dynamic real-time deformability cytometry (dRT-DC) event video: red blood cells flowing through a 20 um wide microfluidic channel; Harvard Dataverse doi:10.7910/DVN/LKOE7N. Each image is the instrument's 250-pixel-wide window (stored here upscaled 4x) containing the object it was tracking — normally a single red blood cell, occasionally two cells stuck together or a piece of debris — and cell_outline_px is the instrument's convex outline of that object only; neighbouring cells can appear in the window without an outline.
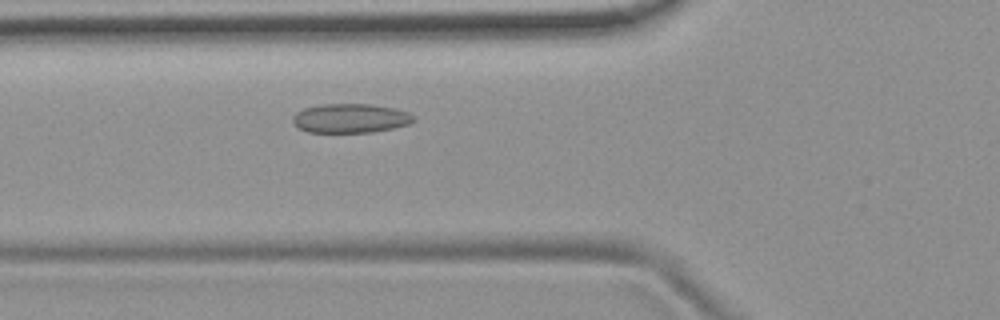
{"species": "common noctule bat (a hibernating species)", "species_latin": "Nyctalus noctula", "temperature_condition": "room temperature", "stored_images_in_passage": 46, "camera_frame_rate_fps": 3000, "um_per_image_px": 0.085, "animal": {"sex": "female", "body_mass_g": 19.9}, "frame": {"image": 1, "passage_image": 12, "time_ms": 3.667, "image_size_px": [1000, 320], "cell_outline_px": [[416, 120], [412, 124], [372, 132], [308, 132], [292, 124], [292, 116], [296, 112], [304, 108], [320, 104], [372, 104], [392, 108], [408, 112], [416, 116]], "centroid_in_image_um": [29.8, 10.05], "position_along_channel_um": 96.0, "area_um2": 20.75}}
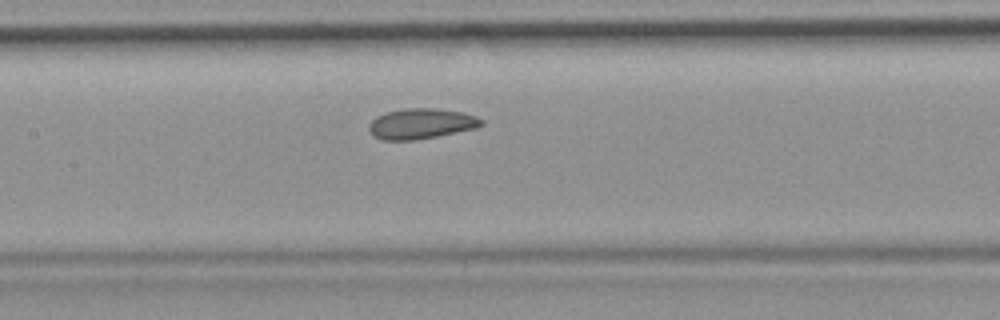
{"frame": {"image": 2, "passage_image": 18, "time_ms": 5.667, "image_size_px": [1000, 320], "cell_outline_px": [[484, 124], [476, 128], [416, 140], [380, 140], [372, 136], [368, 128], [368, 124], [376, 116], [384, 112], [404, 108], [436, 108], [460, 112], [476, 116], [484, 120]], "centroid_in_image_um": [35.75, 10.51], "position_along_channel_um": 171.7, "area_um2": 20.11}}
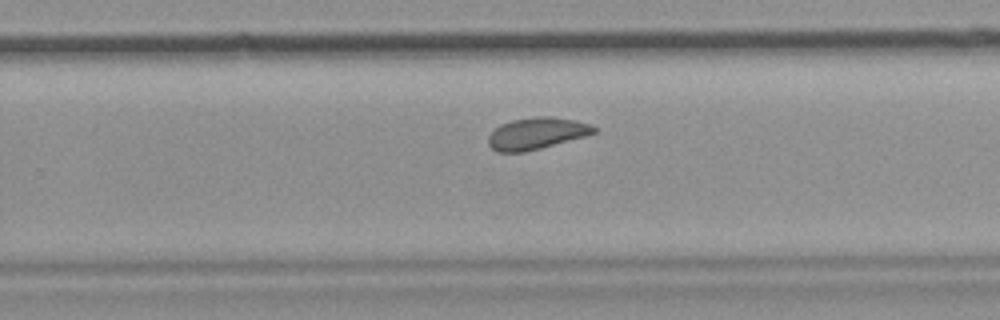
{"frame": {"image": 3, "passage_image": 27, "time_ms": 8.667, "image_size_px": [1000, 320], "cell_outline_px": [[596, 132], [584, 136], [540, 148], [524, 152], [496, 152], [488, 144], [488, 136], [500, 124], [512, 120], [536, 116], [552, 116], [592, 124], [596, 128]], "centroid_in_image_um": [45.58, 11.33], "position_along_channel_um": 284.2, "area_um2": 19.36}, "authors_computed_cell_mechanics": {"area_um2": 20.1144, "velocity_mm_per_s": 3.7749, "shape_relaxation_time_tau1_ms": 6.8962, "shape_relaxation_time_tau2_ms": 1.7522, "deformation_change_tau1": 0.0966, "deformation_change_tau2": 0.0662}}